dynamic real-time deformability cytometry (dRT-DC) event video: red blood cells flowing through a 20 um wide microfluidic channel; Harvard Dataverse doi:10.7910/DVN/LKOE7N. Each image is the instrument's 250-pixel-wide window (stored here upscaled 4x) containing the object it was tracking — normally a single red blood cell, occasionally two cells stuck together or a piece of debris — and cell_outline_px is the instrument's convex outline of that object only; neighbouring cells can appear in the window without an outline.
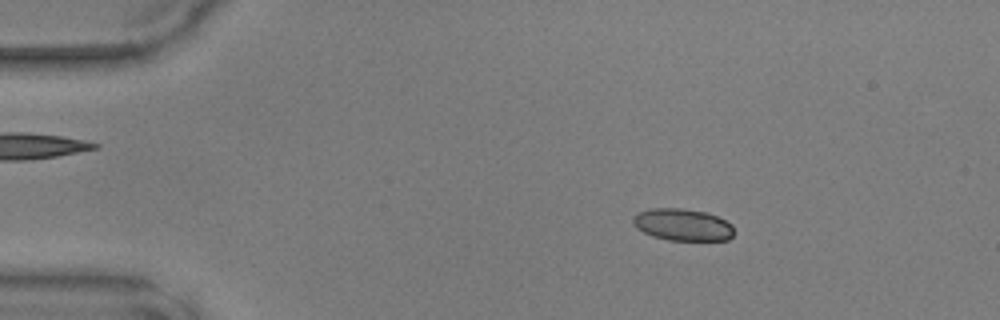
{"species": "common noctule bat (a hibernating species)", "species_latin": "Nyctalus noctula", "temperature_condition": "warm", "stored_images_in_passage": 43, "camera_frame_rate_fps": 3000, "um_per_image_px": 0.085, "animal": {"sex": "male", "body_mass_g": 17.9, "forearm_length_mm": 54.2}, "frame": {"image": 1, "passage_image": 3, "time_ms": 0.667, "image_size_px": [1000, 320], "cell_outline_px": [[732, 236], [728, 240], [668, 240], [652, 236], [636, 228], [632, 224], [632, 216], [640, 212], [652, 208], [680, 208], [708, 212], [732, 224]], "centroid_in_image_um": [57.99, 19.1], "position_along_channel_um": 27.0, "area_um2": 18.84}}
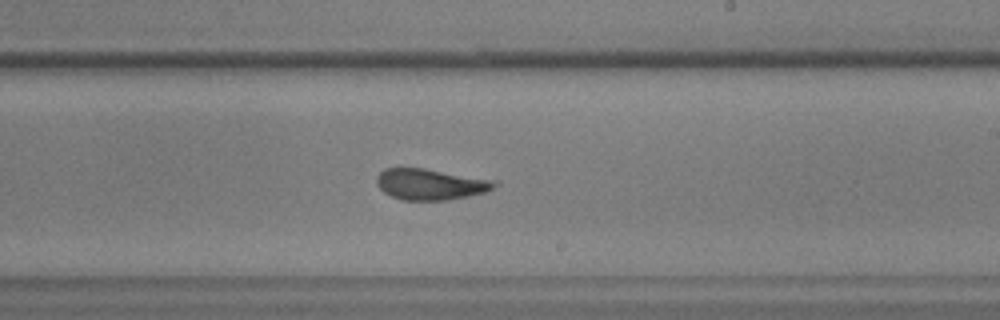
{"frame": {"image": 2, "passage_image": 24, "time_ms": 7.667, "image_size_px": [1000, 320], "cell_outline_px": [[500, 184], [488, 192], [448, 200], [404, 200], [392, 196], [384, 192], [376, 184], [376, 176], [384, 168], [424, 168], [500, 180]], "centroid_in_image_um": [36.67, 15.65], "position_along_channel_um": 252.3, "area_um2": 21.73}}
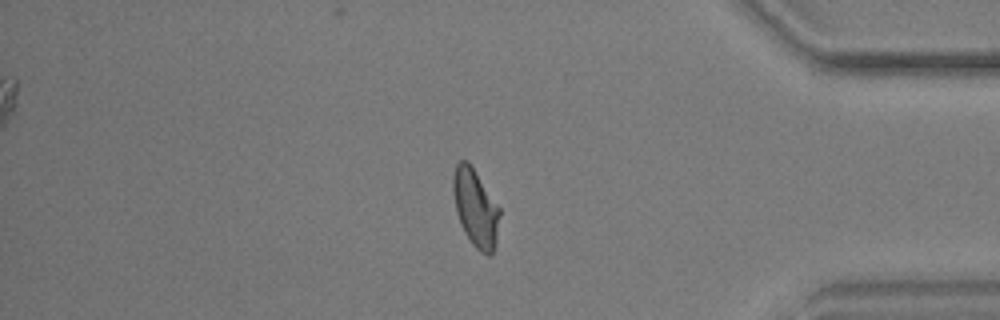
{"frame": {"image": 3, "passage_image": 36, "time_ms": 11.667, "image_size_px": [1000, 320], "cell_outline_px": [[500, 216], [496, 240], [492, 252], [488, 256], [480, 252], [472, 244], [464, 232], [460, 224], [456, 212], [452, 188], [452, 176], [456, 164], [460, 160], [468, 160], [500, 208]], "centroid_in_image_um": [40.4, 17.66], "position_along_channel_um": 394.8, "area_um2": 21.1}}